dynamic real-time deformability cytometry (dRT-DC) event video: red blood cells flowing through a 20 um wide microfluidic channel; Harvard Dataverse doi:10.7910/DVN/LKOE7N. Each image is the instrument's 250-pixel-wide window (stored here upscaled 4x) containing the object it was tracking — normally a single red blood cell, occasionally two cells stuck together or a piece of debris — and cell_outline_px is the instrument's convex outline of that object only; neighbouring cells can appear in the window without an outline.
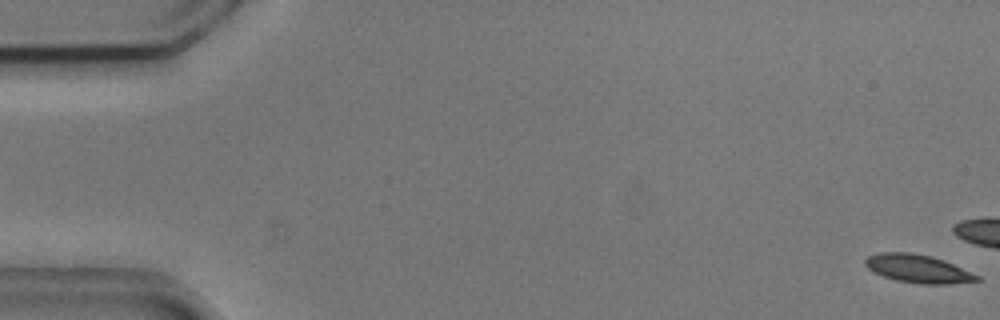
{"species": "common noctule bat (a hibernating species)", "species_latin": "Nyctalus noctula", "temperature_condition": "cold", "stored_images_in_passage": 6, "camera_frame_rate_fps": 3000, "um_per_image_px": 0.085, "animal": {"sex": "male", "body_mass_g": 20.5, "forearm_length_mm": 52.5}, "frame": {"image": 1, "passage_image": 1, "time_ms": 0.0, "image_size_px": [1000, 320], "cell_outline_px": [[980, 280], [948, 284], [920, 284], [896, 280], [884, 276], [868, 268], [864, 264], [864, 260], [868, 256], [880, 252], [908, 252], [928, 256], [944, 260], [980, 276]], "centroid_in_image_um": [78.02, 22.84], "position_along_channel_um": 7.0, "area_um2": 18.09}}